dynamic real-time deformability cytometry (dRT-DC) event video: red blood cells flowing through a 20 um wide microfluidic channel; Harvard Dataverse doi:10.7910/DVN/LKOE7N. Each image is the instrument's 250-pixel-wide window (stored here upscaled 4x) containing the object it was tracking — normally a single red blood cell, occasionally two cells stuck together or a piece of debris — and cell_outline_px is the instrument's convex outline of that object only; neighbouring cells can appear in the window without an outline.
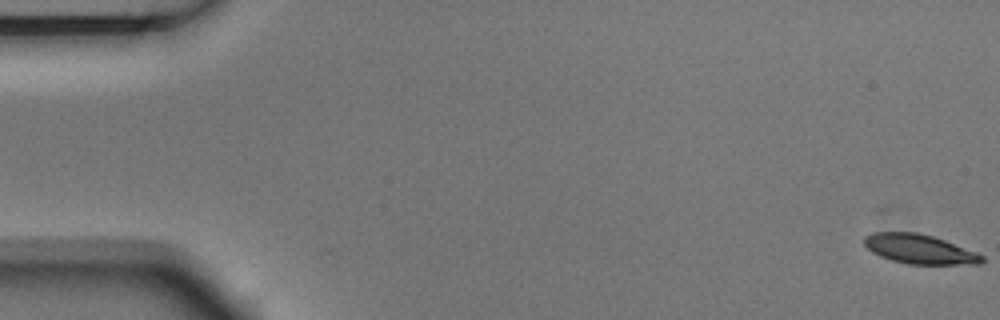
{"species": "Egyptian fruit bat (a non-hibernating species)", "species_latin": "Rousettus aegyptiacus", "temperature_condition": "room temperature", "stored_images_in_passage": 4, "camera_frame_rate_fps": 3000, "um_per_image_px": 0.085, "animal": {"sex": "male"}, "frame": {"image": 1, "passage_image": 1, "time_ms": 0.0, "image_size_px": [1000, 320], "cell_outline_px": [[984, 260], [980, 264], [908, 264], [892, 260], [880, 256], [872, 252], [864, 244], [864, 236], [872, 232], [916, 232], [932, 236], [944, 240], [976, 252], [984, 256]], "centroid_in_image_um": [78.14, 21.17], "position_along_channel_um": 6.9, "area_um2": 20.06}}
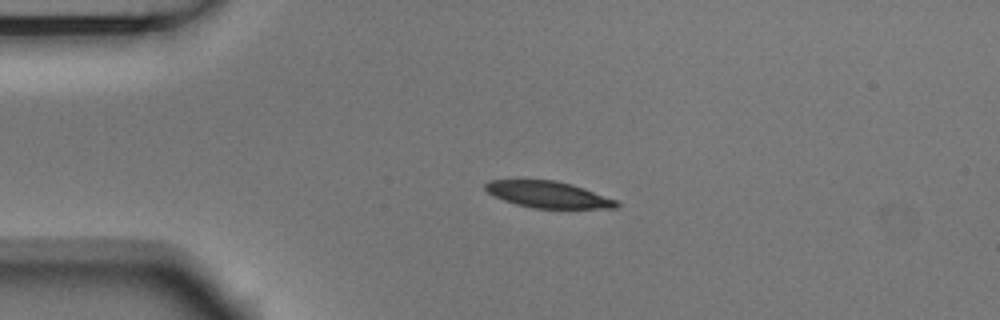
{"frame": {"image": 2, "passage_image": 4, "time_ms": 1.0, "image_size_px": [1000, 320], "cell_outline_px": [[620, 204], [616, 208], [532, 208], [516, 204], [504, 200], [488, 192], [484, 188], [484, 184], [488, 180], [556, 180], [572, 184], [584, 188], [616, 200]], "centroid_in_image_um": [46.58, 16.53], "position_along_channel_um": 38.4, "area_um2": 20.11}}